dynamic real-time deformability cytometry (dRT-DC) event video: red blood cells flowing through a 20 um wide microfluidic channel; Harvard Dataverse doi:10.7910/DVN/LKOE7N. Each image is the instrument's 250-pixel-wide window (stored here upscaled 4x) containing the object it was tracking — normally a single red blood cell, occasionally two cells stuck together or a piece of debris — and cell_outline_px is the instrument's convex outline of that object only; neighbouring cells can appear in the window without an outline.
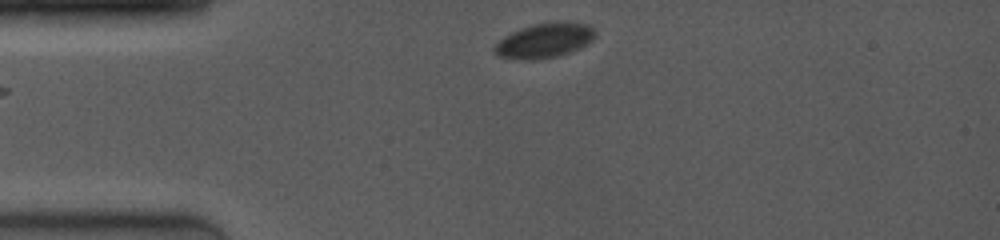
{"species": "common noctule bat (a hibernating species)", "species_latin": "Nyctalus noctula", "temperature_condition": "room temperature", "stored_images_in_passage": 5, "camera_frame_rate_fps": 4000, "um_per_image_px": 0.085, "animal": {"sex": "female", "body_mass_g": 19.0, "forearm_length_mm": 53.3}, "frame": {"image": 1, "passage_image": 1, "time_ms": 0.0, "image_size_px": [1000, 240], "cell_outline_px": [[596, 36], [592, 40], [568, 52], [556, 56], [500, 56], [492, 48], [504, 36], [520, 28], [532, 24], [552, 20], [560, 20], [588, 24], [596, 28]], "centroid_in_image_um": [46.37, 3.32], "position_along_channel_um": 38.6, "area_um2": 19.54}}
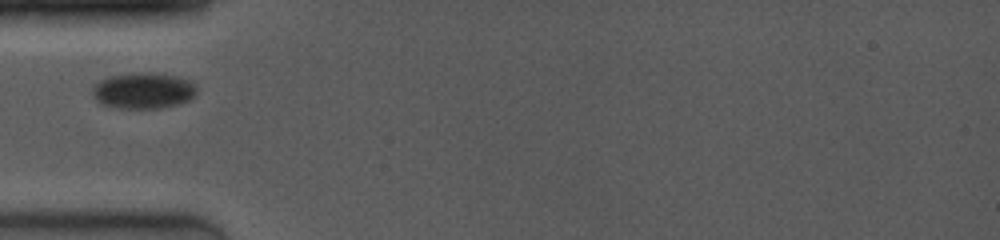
{"frame": {"image": 2, "passage_image": 3, "time_ms": 1.75, "image_size_px": [1000, 240], "cell_outline_px": [[196, 92], [188, 100], [176, 104], [160, 108], [112, 108], [100, 104], [96, 100], [92, 92], [96, 84], [112, 76], [172, 76], [188, 80], [196, 88]], "centroid_in_image_um": [12.15, 7.79], "position_along_channel_um": 72.9, "area_um2": 20.4}}
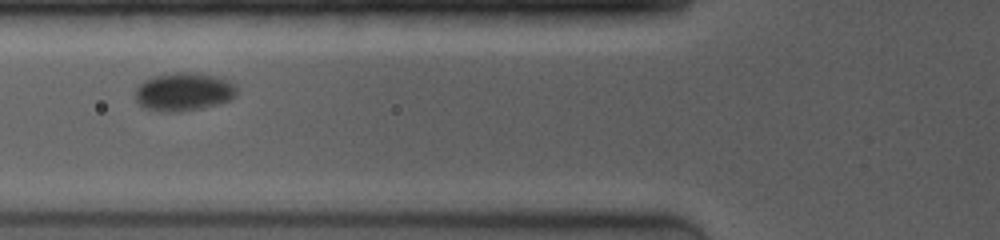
{"frame": {"image": 3, "passage_image": 4, "time_ms": 2.75, "image_size_px": [1000, 240], "cell_outline_px": [[236, 96], [228, 100], [204, 108], [180, 112], [160, 112], [144, 108], [136, 100], [136, 92], [140, 84], [156, 76], [180, 72], [188, 72], [212, 76], [224, 80], [232, 84], [236, 88]], "centroid_in_image_um": [15.59, 7.84], "position_along_channel_um": 110.2, "area_um2": 22.08}}